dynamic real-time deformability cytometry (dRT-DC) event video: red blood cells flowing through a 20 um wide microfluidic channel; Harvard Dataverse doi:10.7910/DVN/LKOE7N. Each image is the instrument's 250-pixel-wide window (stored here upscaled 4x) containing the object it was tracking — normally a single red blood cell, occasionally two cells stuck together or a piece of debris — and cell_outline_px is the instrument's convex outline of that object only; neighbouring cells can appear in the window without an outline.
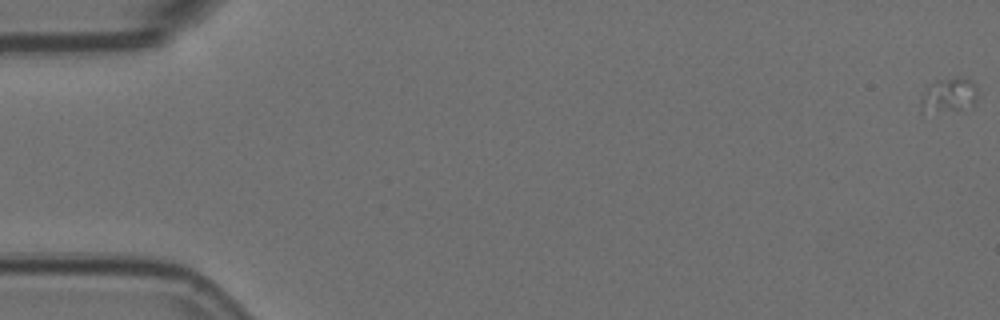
{"species": "Egyptian fruit bat (a non-hibernating species)", "species_latin": "Rousettus aegyptiacus", "temperature_condition": "room temperature", "stored_images_in_passage": 5, "camera_frame_rate_fps": 3000, "um_per_image_px": 0.085, "animal": {"sex": "female"}, "frame": {"image": 1, "passage_image": 1, "time_ms": 0.0, "image_size_px": [1000, 320], "cell_outline_px": [[976, 104], [972, 108], [920, 112], [920, 100], [928, 84], [936, 80], [956, 76], [964, 76], [972, 80], [976, 84]], "centroid_in_image_um": [80.68, 8.05], "position_along_channel_um": 4.3, "area_um2": 11.79}}